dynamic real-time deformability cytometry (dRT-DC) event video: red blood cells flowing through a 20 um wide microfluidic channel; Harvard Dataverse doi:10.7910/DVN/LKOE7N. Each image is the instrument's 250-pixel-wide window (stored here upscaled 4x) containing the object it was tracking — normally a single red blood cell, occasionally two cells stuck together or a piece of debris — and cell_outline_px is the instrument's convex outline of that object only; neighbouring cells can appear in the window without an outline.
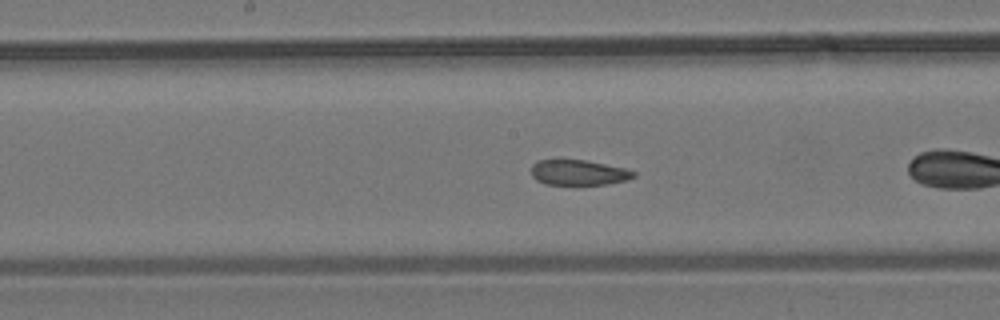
{"species": "common noctule bat (a hibernating species)", "species_latin": "Nyctalus noctula", "temperature_condition": "room temperature", "stored_images_in_passage": 40, "segment_of_instrument_passage": [1, 2], "camera_frame_rate_fps": 3000, "um_per_image_px": 0.085, "animal": {"sex": "male", "body_mass_g": 19.2, "forearm_length_mm": 51.8}, "frame": {"image": 1, "passage_image": 12, "time_ms": 3.667, "image_size_px": [1000, 320], "cell_outline_px": [[636, 176], [628, 180], [608, 184], [544, 184], [536, 180], [532, 176], [532, 164], [536, 160], [556, 156], [560, 156], [584, 160], [624, 168], [636, 172]], "centroid_in_image_um": [49.1, 14.61], "position_along_channel_um": 199.1, "area_um2": 15.78}}